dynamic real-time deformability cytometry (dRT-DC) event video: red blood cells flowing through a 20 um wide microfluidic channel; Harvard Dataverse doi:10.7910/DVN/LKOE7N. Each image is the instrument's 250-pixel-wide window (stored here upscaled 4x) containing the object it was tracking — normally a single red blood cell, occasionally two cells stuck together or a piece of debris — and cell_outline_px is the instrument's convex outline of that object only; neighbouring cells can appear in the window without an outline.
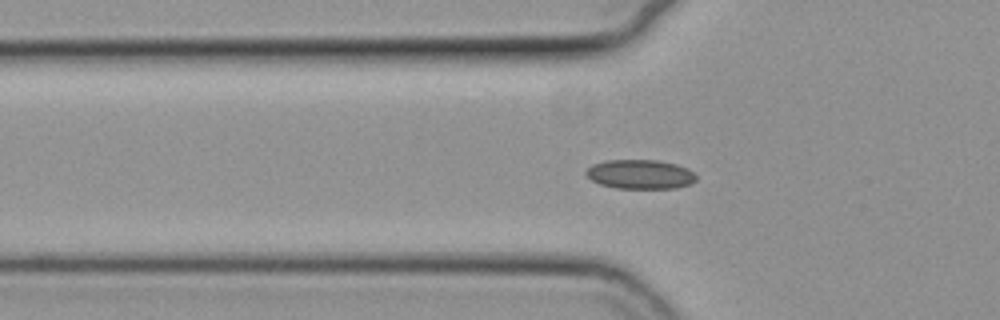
{"species": "common noctule bat (a hibernating species)", "species_latin": "Nyctalus noctula", "temperature_condition": "cold", "stored_images_in_passage": 39, "camera_frame_rate_fps": 3000, "um_per_image_px": 0.085, "animal": {"sex": "female", "body_mass_g": 19.3, "forearm_length_mm": 54.1}, "frame": {"image": 1, "passage_image": 3, "time_ms": 0.667, "image_size_px": [1000, 320], "cell_outline_px": [[696, 180], [692, 184], [676, 188], [616, 188], [600, 184], [592, 180], [584, 172], [592, 164], [604, 160], [660, 160], [676, 164], [688, 168], [696, 176]], "centroid_in_image_um": [54.43, 14.81], "position_along_channel_um": 71.4, "area_um2": 18.9}}
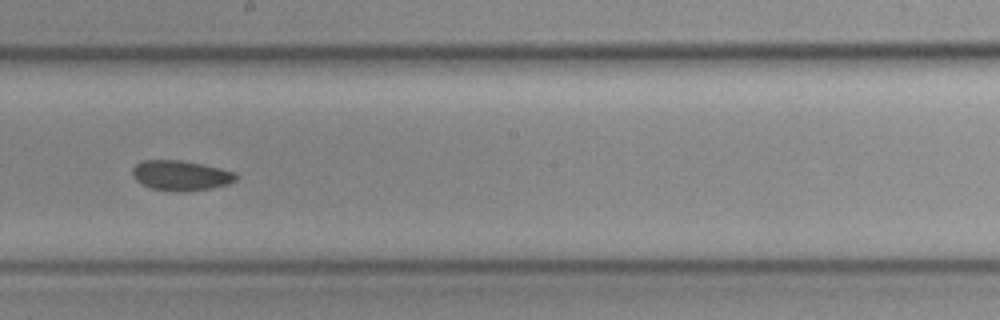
{"frame": {"image": 2, "passage_image": 16, "time_ms": 5.0, "image_size_px": [1000, 320], "cell_outline_px": [[236, 180], [228, 184], [188, 192], [180, 192], [152, 188], [136, 180], [132, 176], [132, 168], [136, 164], [144, 160], [180, 160], [220, 168], [236, 172]], "centroid_in_image_um": [15.36, 14.91], "position_along_channel_um": 232.8, "area_um2": 17.98}}
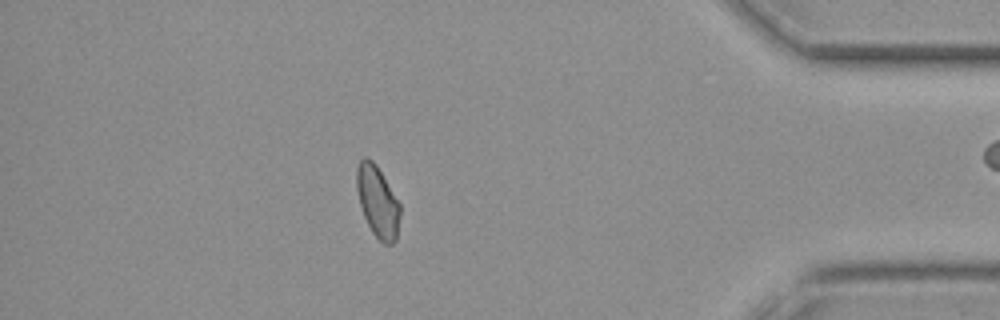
{"frame": {"image": 3, "passage_image": 33, "time_ms": 10.667, "image_size_px": [1000, 320], "cell_outline_px": [[400, 216], [396, 240], [392, 244], [384, 244], [372, 232], [364, 216], [360, 204], [356, 188], [356, 168], [360, 160], [364, 156], [368, 156], [376, 164], [400, 204]], "centroid_in_image_um": [32.09, 17.11], "position_along_channel_um": 403.1, "area_um2": 18.03}}